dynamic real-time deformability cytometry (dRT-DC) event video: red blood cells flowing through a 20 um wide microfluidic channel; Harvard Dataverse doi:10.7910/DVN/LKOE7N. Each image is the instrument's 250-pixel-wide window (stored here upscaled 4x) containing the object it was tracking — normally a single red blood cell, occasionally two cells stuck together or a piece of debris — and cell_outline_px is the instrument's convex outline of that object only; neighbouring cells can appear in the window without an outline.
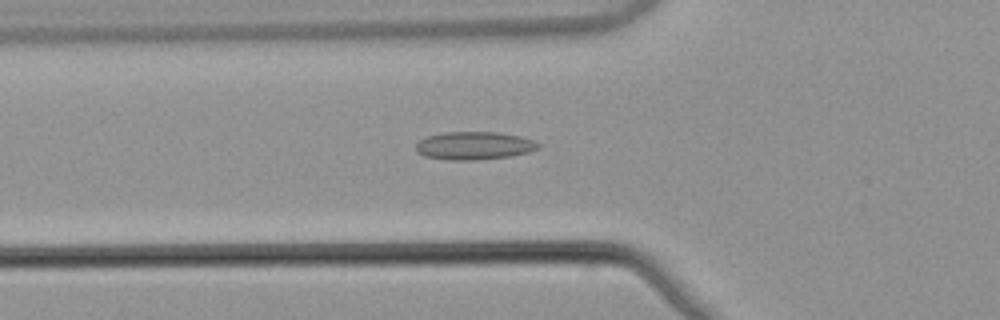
{"species": "common noctule bat (a hibernating species)", "species_latin": "Nyctalus noctula", "temperature_condition": "warm", "stored_images_in_passage": 48, "camera_frame_rate_fps": 3000, "um_per_image_px": 0.085, "animal": {"sex": "male", "body_mass_g": 21.5, "forearm_length_mm": 52.0}, "frame": {"image": 1, "passage_image": 14, "time_ms": 4.333, "image_size_px": [1000, 320], "cell_outline_px": [[540, 148], [528, 152], [508, 156], [476, 160], [448, 160], [424, 156], [416, 152], [416, 144], [420, 140], [428, 136], [444, 132], [496, 132], [520, 136], [532, 140], [540, 144]], "centroid_in_image_um": [40.28, 12.38], "position_along_channel_um": 85.5, "area_um2": 19.88}}
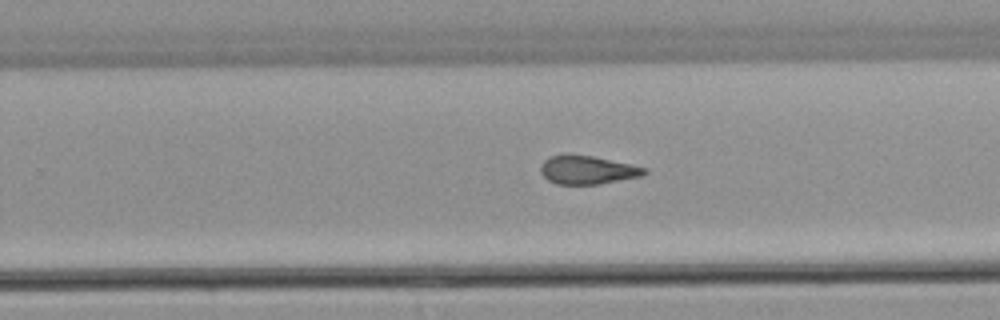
{"frame": {"image": 2, "passage_image": 29, "time_ms": 9.333, "image_size_px": [1000, 320], "cell_outline_px": [[648, 172], [640, 176], [600, 184], [556, 184], [548, 180], [540, 172], [540, 164], [548, 156], [592, 156], [632, 164], [648, 168]], "centroid_in_image_um": [49.95, 14.46], "position_along_channel_um": 279.9, "area_um2": 16.99}}
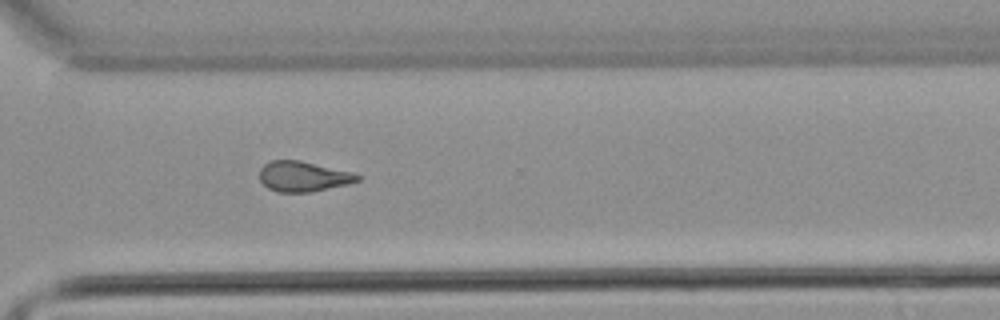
{"frame": {"image": 3, "passage_image": 34, "time_ms": 11.0, "image_size_px": [1000, 320], "cell_outline_px": [[360, 180], [348, 184], [312, 192], [280, 192], [268, 188], [260, 180], [260, 168], [264, 164], [272, 160], [300, 160], [352, 172], [360, 176]], "centroid_in_image_um": [25.77, 14.99], "position_along_channel_um": 344.8, "area_um2": 17.22}, "authors_computed_cell_mechanics": {"area_um2": 18.0336, "velocity_mm_per_s": 3.8879, "shape_relaxation_time_tau1_ms": null, "shape_relaxation_time_tau2_ms": 1.9407, "deformation_change_tau1": null, "deformation_change_tau2": 0.0909}}